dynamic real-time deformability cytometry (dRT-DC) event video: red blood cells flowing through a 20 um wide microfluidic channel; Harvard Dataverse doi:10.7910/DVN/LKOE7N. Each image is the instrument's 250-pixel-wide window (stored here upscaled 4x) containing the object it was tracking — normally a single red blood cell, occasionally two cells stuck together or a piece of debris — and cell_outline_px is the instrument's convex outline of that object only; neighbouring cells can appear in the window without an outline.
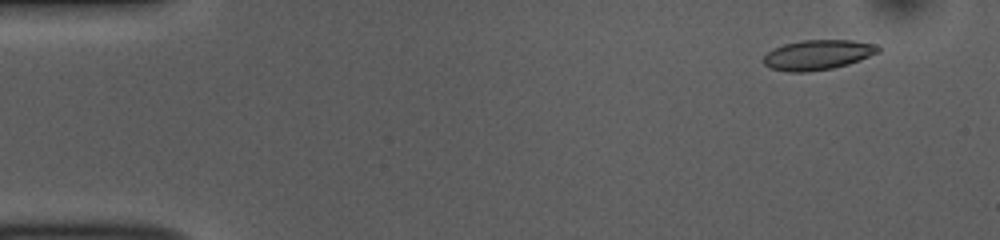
{"species": "common noctule bat (a hibernating species)", "species_latin": "Nyctalus noctula", "temperature_condition": "room temperature", "stored_images_in_passage": 18, "camera_frame_rate_fps": 3000, "um_per_image_px": 0.085, "animal": {"sex": "female", "body_mass_g": 10.0, "forearm_length_mm": 53.1}, "frame": {"image": 1, "passage_image": 5, "time_ms": 1.333, "image_size_px": [1000, 240], "cell_outline_px": [[880, 52], [860, 60], [848, 64], [832, 68], [808, 72], [788, 72], [772, 68], [764, 64], [764, 56], [772, 48], [784, 44], [800, 40], [852, 40], [876, 44], [880, 48]], "centroid_in_image_um": [69.52, 4.65], "position_along_channel_um": 15.5, "area_um2": 20.06}}
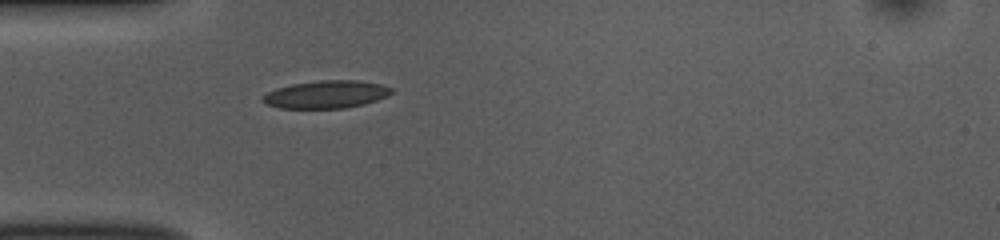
{"frame": {"image": 2, "passage_image": 16, "time_ms": 5.0, "image_size_px": [1000, 240], "cell_outline_px": [[392, 92], [388, 96], [364, 104], [344, 108], [280, 108], [264, 104], [260, 100], [268, 92], [276, 88], [292, 84], [320, 80], [360, 80], [380, 84], [392, 88]], "centroid_in_image_um": [27.71, 8.02], "position_along_channel_um": 57.3, "area_um2": 20.81}}